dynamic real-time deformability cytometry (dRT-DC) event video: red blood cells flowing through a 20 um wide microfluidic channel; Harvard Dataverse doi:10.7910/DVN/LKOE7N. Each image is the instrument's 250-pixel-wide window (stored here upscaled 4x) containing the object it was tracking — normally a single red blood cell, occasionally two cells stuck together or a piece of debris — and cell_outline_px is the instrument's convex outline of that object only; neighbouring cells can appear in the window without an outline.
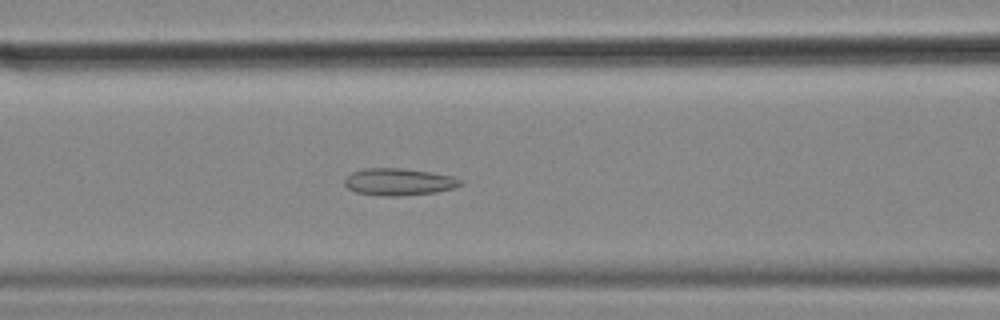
{"species": "common noctule bat (a hibernating species)", "species_latin": "Nyctalus noctula", "temperature_condition": "cold", "stored_images_in_passage": 43, "camera_frame_rate_fps": 3000, "um_per_image_px": 0.085, "animal": {"sex": "female", "body_mass_g": 18.4}, "frame": {"image": 1, "passage_image": 10, "time_ms": 3.0, "image_size_px": [1000, 320], "cell_outline_px": [[464, 184], [456, 188], [436, 192], [400, 196], [384, 196], [356, 192], [348, 188], [344, 184], [344, 180], [352, 172], [364, 168], [400, 168], [428, 172], [452, 176], [464, 180]], "centroid_in_image_um": [33.94, 15.46], "position_along_channel_um": 132.7, "area_um2": 18.32}}
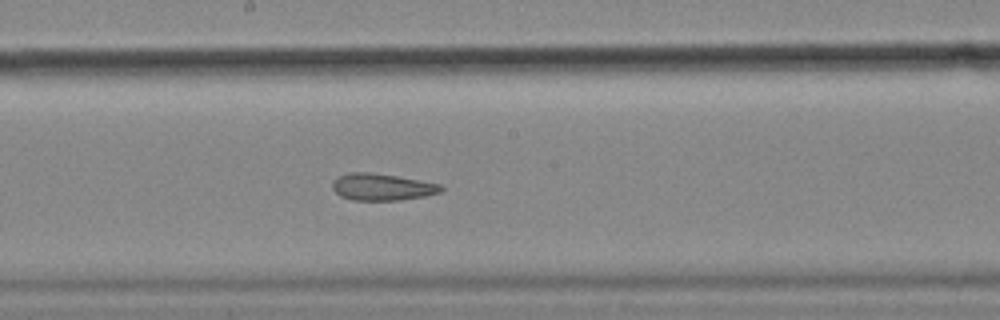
{"frame": {"image": 2, "passage_image": 17, "time_ms": 5.333, "image_size_px": [1000, 320], "cell_outline_px": [[444, 188], [440, 192], [424, 196], [400, 200], [352, 200], [340, 196], [332, 188], [332, 180], [336, 176], [348, 172], [368, 172], [396, 176], [420, 180], [440, 184]], "centroid_in_image_um": [32.42, 15.89], "position_along_channel_um": 215.8, "area_um2": 17.05}}
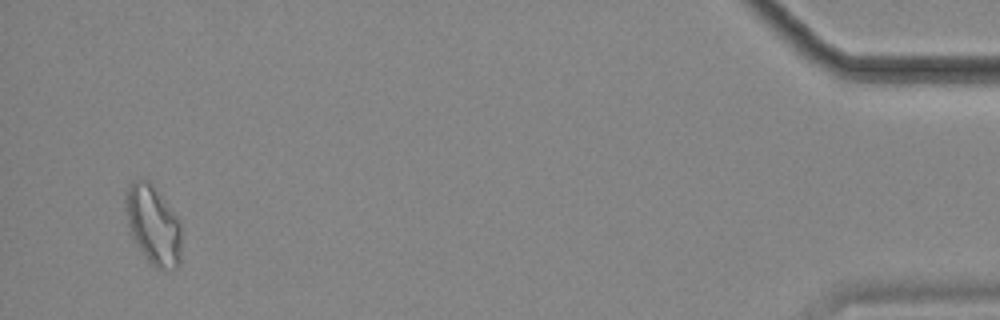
{"frame": {"image": 3, "passage_image": 41, "time_ms": 13.333, "image_size_px": [1000, 320], "cell_outline_px": [[180, 260], [176, 268], [156, 268], [148, 260], [140, 248], [128, 224], [124, 200], [124, 192], [132, 180], [148, 180], [152, 184], [180, 220]], "centroid_in_image_um": [13.01, 19.07], "position_along_channel_um": 422.2, "area_um2": 25.2}, "authors_computed_cell_mechanics": {"area_um2": 18.3226, "velocity_mm_per_s": 3.5791, "shape_relaxation_time_tau1_ms": null, "shape_relaxation_time_tau2_ms": 3.2275, "deformation_change_tau1": null, "deformation_change_tau2": 0.1169}}